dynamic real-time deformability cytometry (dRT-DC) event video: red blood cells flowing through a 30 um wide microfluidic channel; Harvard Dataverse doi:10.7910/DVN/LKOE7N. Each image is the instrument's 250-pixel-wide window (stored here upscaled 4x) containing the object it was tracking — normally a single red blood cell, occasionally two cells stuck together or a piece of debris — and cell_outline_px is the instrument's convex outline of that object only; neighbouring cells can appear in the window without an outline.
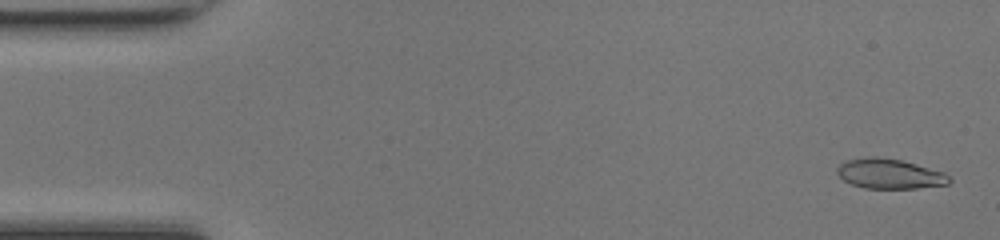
{"species": "common noctule bat (a hibernating species)", "species_latin": "Nyctalus noctula", "temperature_condition": "room temperature", "stored_images_in_passage": 48, "camera_frame_rate_fps": 3000, "um_per_image_px": 0.085, "animal": {"sex": "female", "body_mass_g": 17.0, "forearm_length_mm": 48.0}, "frame": {"image": 1, "passage_image": 2, "time_ms": 0.333, "image_size_px": [1000, 240], "cell_outline_px": [[952, 180], [948, 184], [916, 188], [864, 188], [852, 184], [844, 180], [836, 172], [836, 168], [840, 164], [848, 160], [900, 160], [916, 164], [944, 172]], "centroid_in_image_um": [75.67, 14.83], "position_along_channel_um": 9.3, "area_um2": 18.55}}
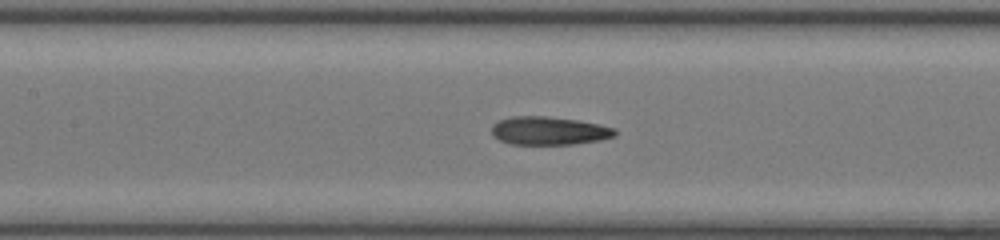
{"frame": {"image": 2, "passage_image": 22, "time_ms": 7.0, "image_size_px": [1000, 240], "cell_outline_px": [[616, 136], [600, 140], [572, 144], [512, 144], [500, 140], [492, 136], [492, 124], [500, 120], [512, 116], [544, 116], [576, 120], [616, 128]], "centroid_in_image_um": [46.65, 11.12], "position_along_channel_um": 160.8, "area_um2": 20.17}}
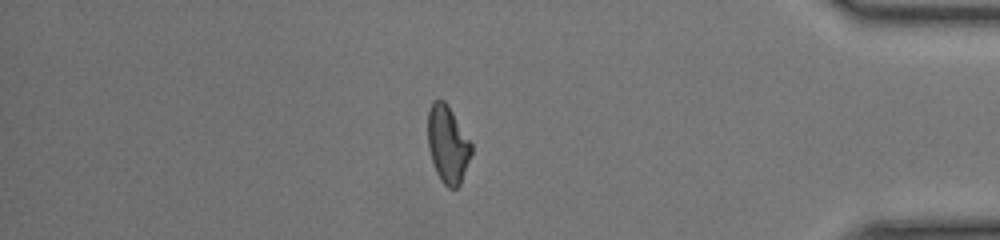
{"frame": {"image": 3, "passage_image": 41, "time_ms": 13.333, "image_size_px": [1000, 240], "cell_outline_px": [[472, 152], [460, 184], [456, 188], [448, 188], [440, 180], [436, 172], [428, 148], [428, 112], [432, 100], [444, 100], [448, 104], [472, 144]], "centroid_in_image_um": [38.05, 12.26], "position_along_channel_um": 397.2, "area_um2": 19.59}, "authors_computed_cell_mechanics": {"area_um2": 19.7387, "velocity_mm_per_s": 4.3381, "shape_relaxation_time_tau1_ms": 5.4441, "shape_relaxation_time_tau2_ms": 1.0694, "deformation_change_tau1": 0.2046, "deformation_change_tau2": 0.0883}}